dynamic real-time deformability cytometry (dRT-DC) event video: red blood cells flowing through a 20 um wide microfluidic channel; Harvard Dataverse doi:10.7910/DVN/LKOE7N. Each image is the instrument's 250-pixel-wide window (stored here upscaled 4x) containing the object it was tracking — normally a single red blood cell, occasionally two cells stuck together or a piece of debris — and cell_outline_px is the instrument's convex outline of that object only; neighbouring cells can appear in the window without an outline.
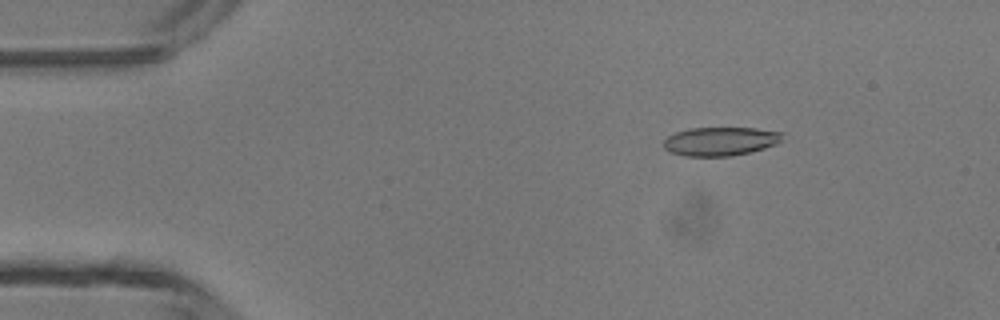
{"species": "common noctule bat (a hibernating species)", "species_latin": "Nyctalus noctula", "temperature_condition": "room temperature", "stored_images_in_passage": 47, "camera_frame_rate_fps": 3000, "um_per_image_px": 0.085, "animal": {"sex": "male", "body_mass_g": 13.3}, "frame": {"image": 1, "passage_image": 7, "time_ms": 2.0, "image_size_px": [1000, 320], "cell_outline_px": [[784, 132], [780, 140], [776, 144], [764, 148], [732, 156], [684, 156], [668, 152], [664, 148], [664, 140], [668, 136], [676, 132], [688, 128], [756, 128]], "centroid_in_image_um": [61.2, 12.01], "position_along_channel_um": 23.8, "area_um2": 19.88}}
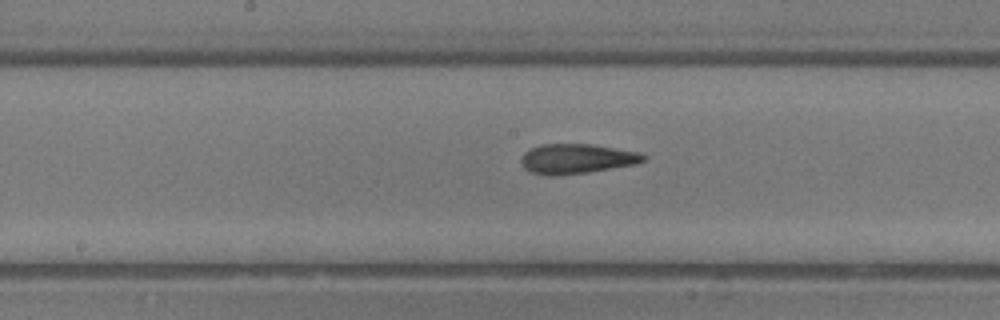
{"frame": {"image": 2, "passage_image": 24, "time_ms": 7.667, "image_size_px": [1000, 320], "cell_outline_px": [[648, 156], [644, 160], [636, 164], [588, 172], [560, 176], [544, 176], [528, 172], [524, 168], [520, 160], [524, 152], [532, 148], [544, 144], [592, 144], [640, 152]], "centroid_in_image_um": [49.0, 13.51], "position_along_channel_um": 199.2, "area_um2": 21.5}}
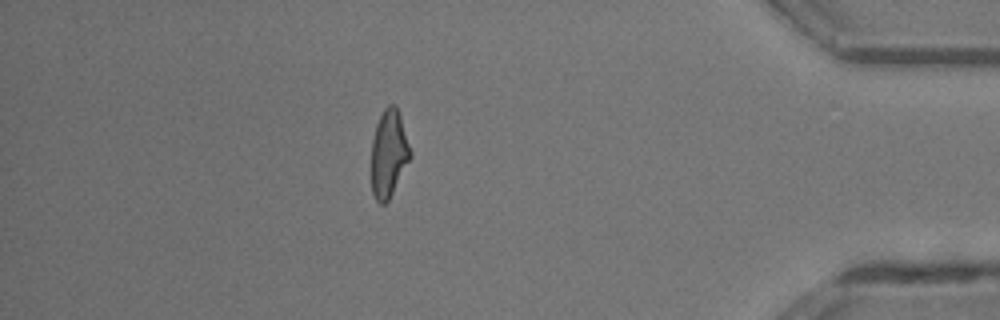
{"frame": {"image": 3, "passage_image": 41, "time_ms": 13.333, "image_size_px": [1000, 320], "cell_outline_px": [[412, 156], [388, 200], [384, 204], [380, 204], [376, 200], [372, 192], [372, 140], [376, 124], [384, 108], [388, 104], [396, 104], [412, 152]], "centroid_in_image_um": [33.05, 13.03], "position_along_channel_um": 402.1, "area_um2": 19.71}, "authors_computed_cell_mechanics": {"area_um2": 20.519, "velocity_mm_per_s": 4.382, "shape_relaxation_time_tau1_ms": 7.4404, "shape_relaxation_time_tau2_ms": 1.1916, "deformation_change_tau1": 0.2346, "deformation_change_tau2": 0.1099}}